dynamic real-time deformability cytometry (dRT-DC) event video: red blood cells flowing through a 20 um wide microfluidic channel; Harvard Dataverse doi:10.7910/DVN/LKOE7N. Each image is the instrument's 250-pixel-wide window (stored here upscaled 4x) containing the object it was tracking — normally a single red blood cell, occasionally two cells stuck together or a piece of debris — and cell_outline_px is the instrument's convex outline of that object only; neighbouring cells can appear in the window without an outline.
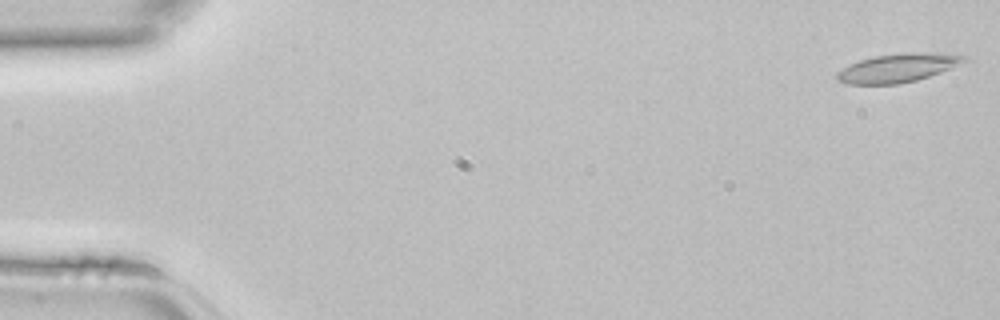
{"species": "common noctule bat (a hibernating species)", "species_latin": "Nyctalus noctula", "temperature_condition": "room temperature", "stored_images_in_passage": 44, "camera_frame_rate_fps": 3000, "um_per_image_px": 0.085, "animal": {"sex": "female", "body_mass_g": 22.7, "forearm_length_mm": 54.2}, "frame": {"image": 1, "passage_image": 1, "time_ms": 0.0, "image_size_px": [1000, 320], "cell_outline_px": [[968, 60], [940, 72], [916, 80], [900, 84], [848, 84], [836, 80], [836, 72], [848, 64], [872, 56], [912, 52], [940, 52], [968, 56]], "centroid_in_image_um": [76.3, 5.76], "position_along_channel_um": 8.7, "area_um2": 21.33}}
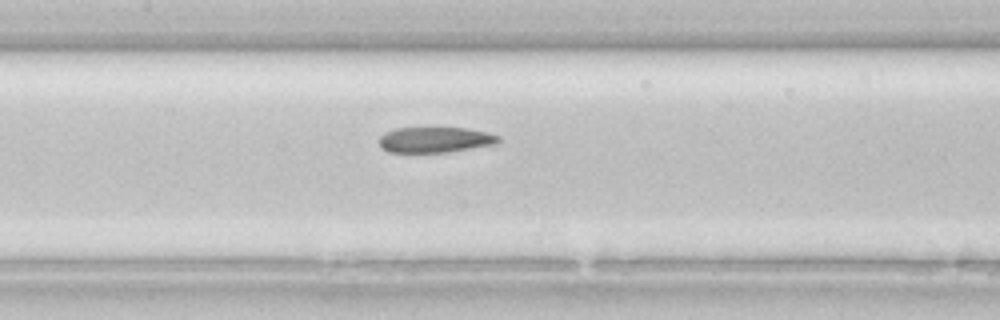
{"frame": {"image": 2, "passage_image": 21, "time_ms": 6.667, "image_size_px": [1000, 320], "cell_outline_px": [[500, 144], [448, 152], [388, 152], [380, 148], [380, 136], [384, 132], [396, 128], [464, 128], [488, 132], [500, 136]], "centroid_in_image_um": [37.02, 11.88], "position_along_channel_um": 170.4, "area_um2": 17.98}}
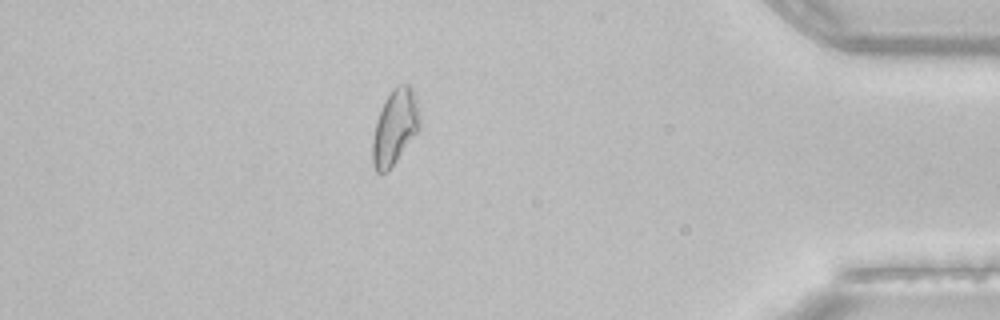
{"frame": {"image": 3, "passage_image": 39, "time_ms": 12.667, "image_size_px": [1000, 320], "cell_outline_px": [[420, 128], [388, 172], [376, 172], [372, 164], [372, 140], [376, 120], [384, 100], [392, 88], [396, 84], [412, 84], [420, 116]], "centroid_in_image_um": [33.56, 10.78], "position_along_channel_um": 401.6, "area_um2": 20.92}}